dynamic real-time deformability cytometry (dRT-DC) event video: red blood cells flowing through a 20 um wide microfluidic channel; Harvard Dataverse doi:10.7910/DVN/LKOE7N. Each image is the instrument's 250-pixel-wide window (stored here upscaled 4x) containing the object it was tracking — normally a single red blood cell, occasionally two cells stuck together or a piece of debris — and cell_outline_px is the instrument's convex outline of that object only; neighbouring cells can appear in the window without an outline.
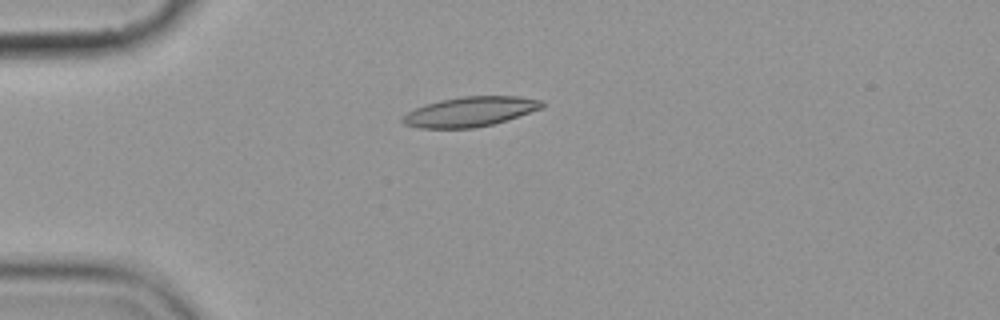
{"species": "common noctule bat (a hibernating species)", "species_latin": "Nyctalus noctula", "temperature_condition": "cold", "stored_images_in_passage": 10, "camera_frame_rate_fps": 3000, "um_per_image_px": 0.085, "animal": {"sex": "female", "body_mass_g": 19.9}, "frame": {"image": 1, "passage_image": 4, "time_ms": 3.333, "image_size_px": [1000, 320], "cell_outline_px": [[544, 108], [492, 124], [472, 128], [420, 128], [404, 124], [400, 120], [400, 116], [424, 104], [440, 100], [460, 96], [516, 96], [544, 100]], "centroid_in_image_um": [39.94, 9.48], "position_along_channel_um": 45.1, "area_um2": 24.28}}
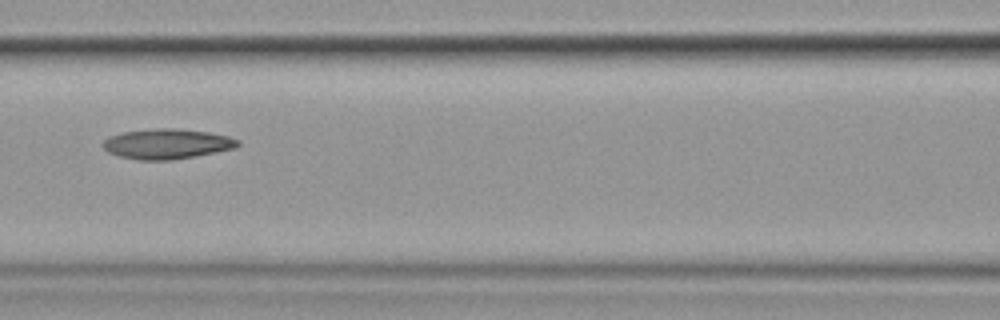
{"frame": {"image": 2, "passage_image": 7, "time_ms": 7.0, "image_size_px": [1000, 320], "cell_outline_px": [[240, 144], [236, 148], [196, 156], [172, 160], [140, 160], [120, 156], [108, 152], [100, 144], [108, 136], [124, 132], [156, 128], [172, 128], [208, 132], [228, 136], [240, 140]], "centroid_in_image_um": [14.19, 12.23], "position_along_channel_um": 152.4, "area_um2": 23.7}}
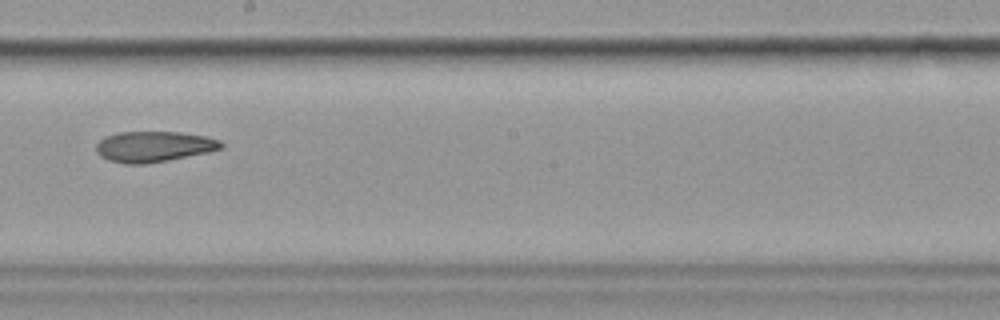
{"frame": {"image": 3, "passage_image": 9, "time_ms": 9.333, "image_size_px": [1000, 320], "cell_outline_px": [[224, 148], [208, 152], [148, 164], [124, 164], [108, 160], [100, 156], [96, 152], [96, 144], [104, 136], [120, 132], [180, 132], [204, 136], [220, 140], [224, 144]], "centroid_in_image_um": [13.06, 12.46], "position_along_channel_um": 235.1, "area_um2": 22.48}}